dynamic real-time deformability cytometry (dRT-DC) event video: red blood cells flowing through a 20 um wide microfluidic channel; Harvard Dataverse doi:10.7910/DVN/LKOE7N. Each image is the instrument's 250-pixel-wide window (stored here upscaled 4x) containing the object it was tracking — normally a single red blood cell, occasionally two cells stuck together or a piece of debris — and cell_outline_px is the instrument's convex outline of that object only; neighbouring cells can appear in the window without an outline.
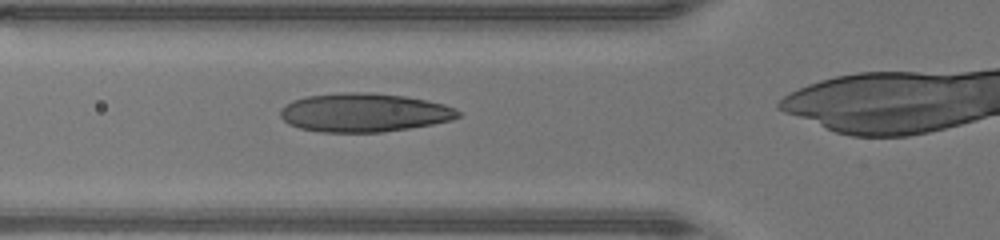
{"species": "human", "species_latin": "Homo sapiens", "temperature_condition": "warm", "stored_images_in_passage": 26, "camera_frame_rate_fps": 3000, "um_per_image_px": 0.085, "donor": {"sex": "male"}, "frame": {"image": 1, "passage_image": 6, "time_ms": 1.667, "image_size_px": [1000, 240], "cell_outline_px": [[460, 116], [452, 120], [432, 124], [384, 132], [320, 132], [300, 128], [288, 124], [280, 116], [280, 108], [284, 104], [292, 100], [308, 96], [340, 92], [372, 92], [408, 96], [428, 100], [444, 104], [456, 108], [460, 112]], "centroid_in_image_um": [30.94, 9.56], "position_along_channel_um": 94.9, "area_um2": 40.46}}
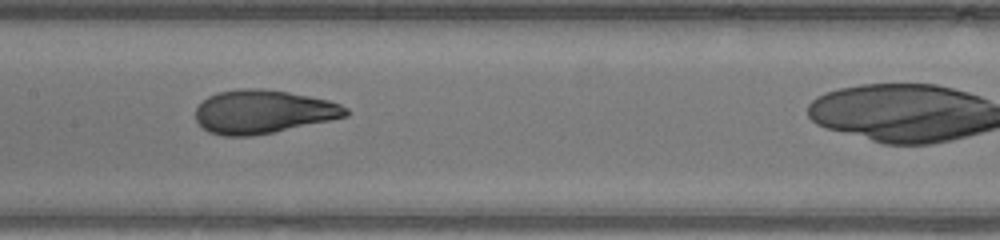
{"frame": {"image": 2, "passage_image": 12, "time_ms": 3.667, "image_size_px": [1000, 240], "cell_outline_px": [[352, 112], [348, 116], [272, 132], [252, 136], [224, 136], [208, 132], [196, 120], [196, 108], [208, 96], [216, 92], [240, 88], [264, 88], [288, 92], [328, 100], [340, 104], [348, 108]], "centroid_in_image_um": [22.36, 9.48], "position_along_channel_um": 185.0, "area_um2": 38.03}}
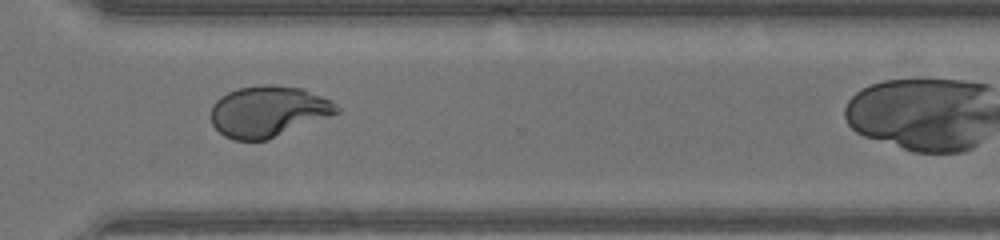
{"frame": {"image": 3, "passage_image": 23, "time_ms": 7.333, "image_size_px": [1000, 240], "cell_outline_px": [[340, 112], [268, 140], [232, 140], [224, 136], [212, 124], [212, 104], [220, 96], [228, 92], [240, 88], [264, 84], [272, 84], [304, 88], [332, 100], [340, 108]], "centroid_in_image_um": [22.81, 9.46], "position_along_channel_um": 347.8, "area_um2": 37.51}}